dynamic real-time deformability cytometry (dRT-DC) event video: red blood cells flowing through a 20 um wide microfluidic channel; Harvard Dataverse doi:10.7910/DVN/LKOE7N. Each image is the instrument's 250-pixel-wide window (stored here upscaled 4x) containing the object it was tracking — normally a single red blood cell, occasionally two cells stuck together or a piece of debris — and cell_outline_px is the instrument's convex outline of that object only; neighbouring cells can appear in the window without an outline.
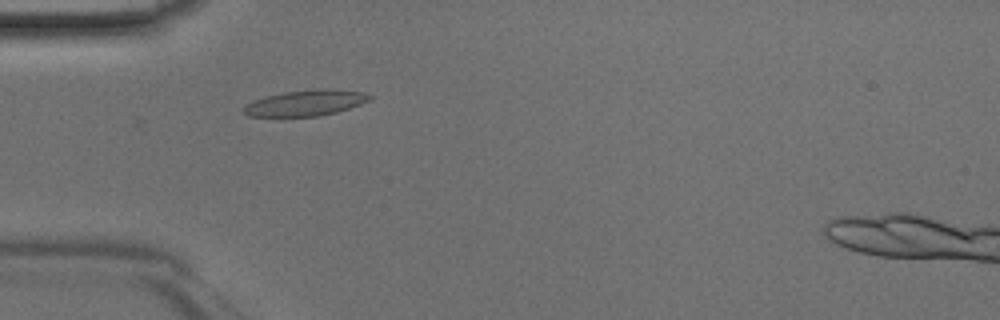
{"species": "Egyptian fruit bat (a non-hibernating species)", "species_latin": "Rousettus aegyptiacus", "temperature_condition": "room temperature", "stored_images_in_passage": 39, "camera_frame_rate_fps": 3000, "um_per_image_px": 0.085, "animal": {"sex": "male"}, "frame": {"image": 1, "passage_image": 7, "time_ms": 2.0, "image_size_px": [1000, 320], "cell_outline_px": [[372, 100], [336, 112], [316, 116], [248, 116], [240, 108], [244, 104], [268, 96], [284, 92], [324, 88], [328, 88], [360, 92], [372, 96]], "centroid_in_image_um": [25.96, 8.75], "position_along_channel_um": 59.0, "area_um2": 18.73}}
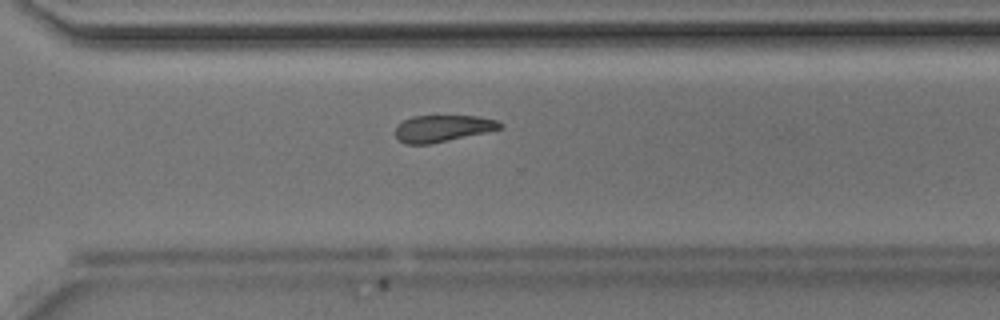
{"frame": {"image": 2, "passage_image": 26, "time_ms": 8.333, "image_size_px": [1000, 320], "cell_outline_px": [[504, 128], [432, 144], [404, 144], [396, 136], [396, 128], [404, 120], [412, 116], [476, 116], [496, 120], [504, 124]], "centroid_in_image_um": [37.66, 10.92], "position_along_channel_um": 332.9, "area_um2": 16.24}}
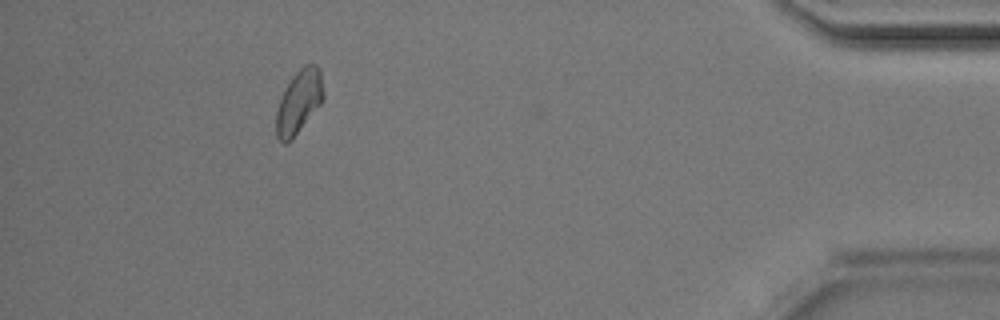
{"frame": {"image": 3, "passage_image": 35, "time_ms": 11.333, "image_size_px": [1000, 320], "cell_outline_px": [[324, 100], [296, 132], [284, 144], [276, 136], [276, 112], [280, 100], [292, 76], [304, 64], [316, 64], [320, 68], [324, 92]], "centroid_in_image_um": [25.43, 8.58], "position_along_channel_um": 409.8, "area_um2": 16.99}}